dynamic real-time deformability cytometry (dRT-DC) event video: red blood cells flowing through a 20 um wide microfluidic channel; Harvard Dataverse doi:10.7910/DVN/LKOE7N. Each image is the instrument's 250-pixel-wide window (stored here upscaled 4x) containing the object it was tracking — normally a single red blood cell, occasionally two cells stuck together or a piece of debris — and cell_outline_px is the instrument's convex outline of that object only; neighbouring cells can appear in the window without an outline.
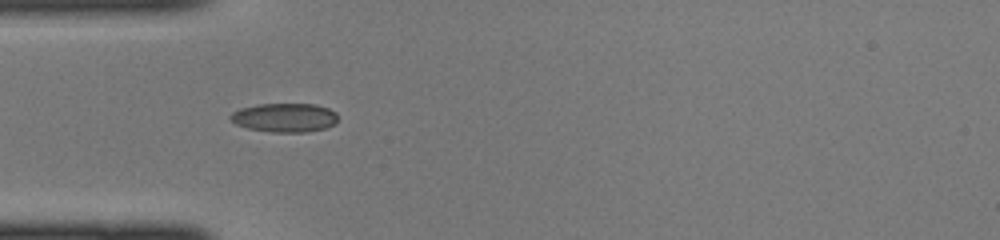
{"species": "common noctule bat (a hibernating species)", "species_latin": "Nyctalus noctula", "temperature_condition": "cold", "stored_images_in_passage": 23, "camera_frame_rate_fps": 3000, "um_per_image_px": 0.085, "animal": {"sex": "female", "body_mass_g": 22.0, "forearm_length_mm": 56.7}, "frame": {"image": 1, "passage_image": 1, "time_ms": 0.0, "image_size_px": [1000, 240], "cell_outline_px": [[336, 124], [324, 128], [308, 132], [272, 132], [248, 128], [236, 124], [228, 120], [228, 116], [232, 112], [240, 108], [260, 104], [316, 104], [328, 108], [336, 112]], "centroid_in_image_um": [24.17, 9.99], "position_along_channel_um": 60.8, "area_um2": 18.21}}
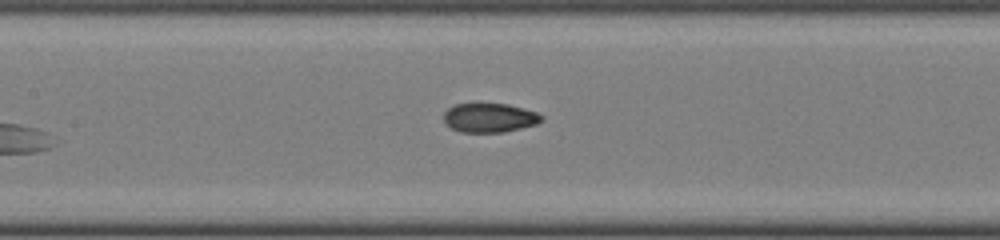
{"frame": {"image": 2, "passage_image": 8, "time_ms": 2.333, "image_size_px": [1000, 240], "cell_outline_px": [[544, 120], [536, 124], [504, 132], [460, 132], [444, 124], [444, 112], [448, 108], [456, 104], [508, 104], [524, 108], [536, 112], [544, 116]], "centroid_in_image_um": [41.62, 10.01], "position_along_channel_um": 165.8, "area_um2": 16.65}}
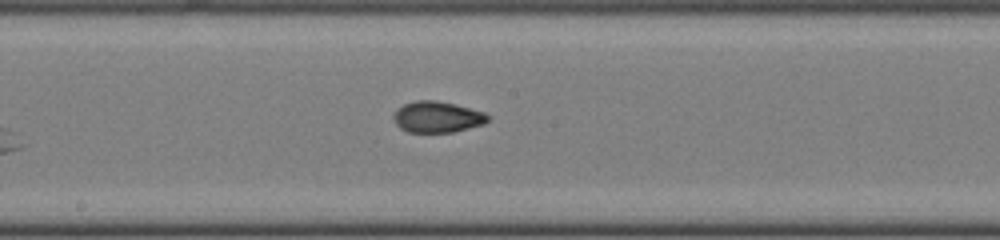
{"frame": {"image": 3, "passage_image": 11, "time_ms": 3.333, "image_size_px": [1000, 240], "cell_outline_px": [[492, 116], [484, 124], [452, 132], [408, 132], [400, 128], [396, 124], [392, 116], [404, 104], [416, 100], [436, 100], [456, 104], [484, 112]], "centroid_in_image_um": [37.19, 9.94], "position_along_channel_um": 211.0, "area_um2": 17.11}}